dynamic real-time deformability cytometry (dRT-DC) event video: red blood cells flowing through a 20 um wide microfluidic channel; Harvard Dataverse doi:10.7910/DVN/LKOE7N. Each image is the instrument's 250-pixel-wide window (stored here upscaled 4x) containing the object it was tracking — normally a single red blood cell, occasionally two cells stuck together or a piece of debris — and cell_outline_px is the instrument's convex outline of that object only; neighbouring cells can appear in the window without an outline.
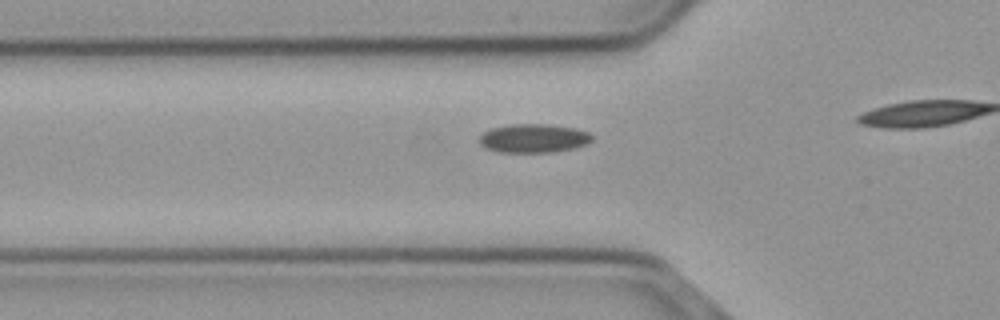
{"species": "common noctule bat (a hibernating species)", "species_latin": "Nyctalus noctula", "temperature_condition": "cold", "stored_images_in_passage": 10, "camera_frame_rate_fps": 3000, "um_per_image_px": 0.085, "animal": {"sex": "male", "body_mass_g": 23.1, "forearm_length_mm": 52.7}, "frame": {"image": 1, "passage_image": 5, "time_ms": 1.333, "image_size_px": [1000, 320], "cell_outline_px": [[592, 140], [584, 144], [572, 148], [552, 152], [500, 152], [488, 148], [480, 144], [480, 136], [484, 132], [492, 128], [508, 124], [548, 124], [576, 128], [588, 132], [592, 136]], "centroid_in_image_um": [45.35, 11.74], "position_along_channel_um": 80.4, "area_um2": 18.67}}
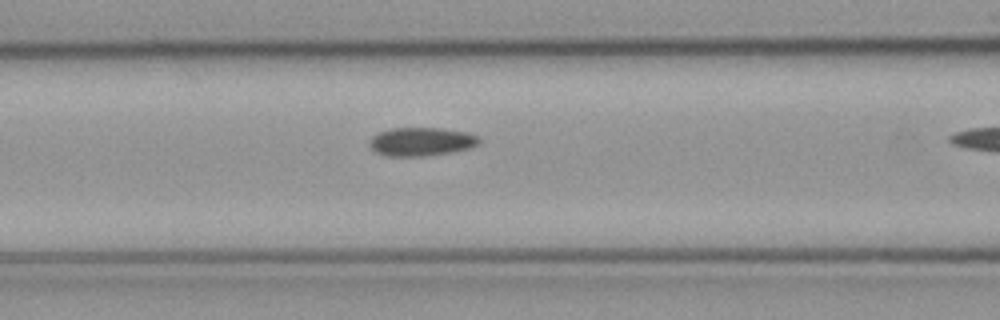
{"frame": {"image": 2, "passage_image": 9, "time_ms": 2.667, "image_size_px": [1000, 320], "cell_outline_px": [[480, 144], [468, 148], [452, 152], [424, 156], [388, 156], [376, 152], [368, 144], [368, 140], [372, 136], [380, 132], [392, 128], [440, 128], [468, 132], [476, 136], [480, 140]], "centroid_in_image_um": [35.8, 12.04], "position_along_channel_um": 130.8, "area_um2": 18.21}}